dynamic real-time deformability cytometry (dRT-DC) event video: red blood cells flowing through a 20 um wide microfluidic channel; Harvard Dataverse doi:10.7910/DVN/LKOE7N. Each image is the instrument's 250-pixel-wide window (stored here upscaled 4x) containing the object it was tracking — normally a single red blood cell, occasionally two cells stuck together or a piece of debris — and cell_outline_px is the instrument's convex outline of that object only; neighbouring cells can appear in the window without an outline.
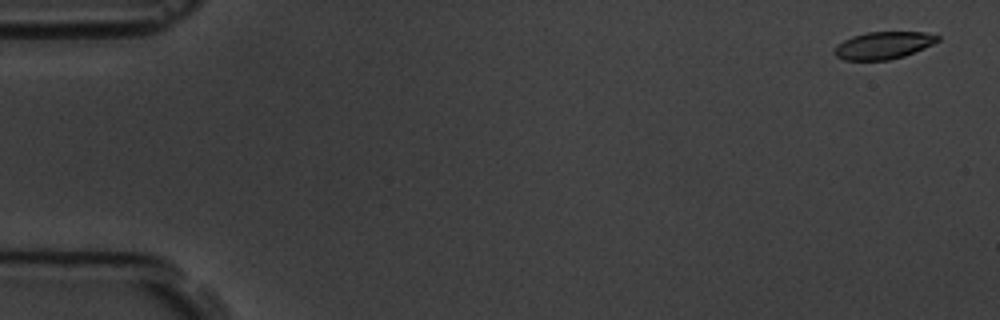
{"species": "common noctule bat (a hibernating species)", "species_latin": "Nyctalus noctula", "temperature_condition": "room temperature", "stored_images_in_passage": 5, "camera_frame_rate_fps": 3000, "um_per_image_px": 0.085, "animal": {"sex": "male", "body_mass_g": 19.5, "forearm_length_mm": 54.6}, "frame": {"image": 1, "passage_image": 1, "time_ms": 0.0, "image_size_px": [1000, 320], "cell_outline_px": [[940, 40], [924, 48], [904, 56], [888, 60], [844, 60], [836, 56], [832, 52], [844, 40], [852, 36], [868, 32], [924, 32], [940, 36]], "centroid_in_image_um": [75.1, 3.85], "position_along_channel_um": 9.9, "area_um2": 16.3}}
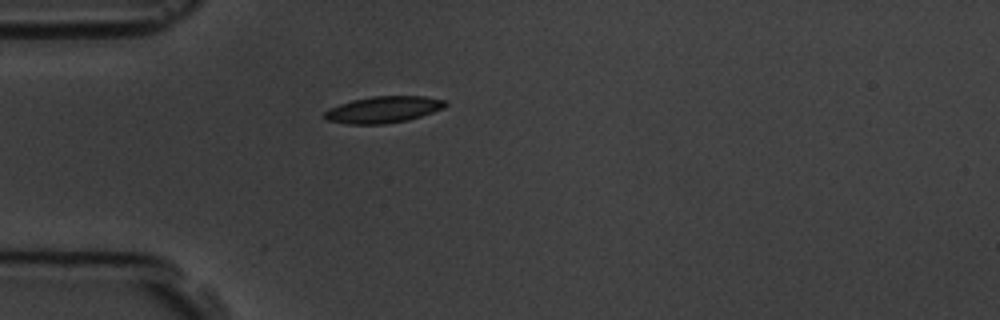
{"frame": {"image": 2, "passage_image": 5, "time_ms": 4.667, "image_size_px": [1000, 320], "cell_outline_px": [[448, 104], [444, 108], [408, 120], [384, 124], [348, 124], [328, 120], [324, 116], [324, 112], [328, 108], [352, 100], [372, 96], [424, 96], [444, 100]], "centroid_in_image_um": [32.58, 9.31], "position_along_channel_um": 52.4, "area_um2": 18.61}}